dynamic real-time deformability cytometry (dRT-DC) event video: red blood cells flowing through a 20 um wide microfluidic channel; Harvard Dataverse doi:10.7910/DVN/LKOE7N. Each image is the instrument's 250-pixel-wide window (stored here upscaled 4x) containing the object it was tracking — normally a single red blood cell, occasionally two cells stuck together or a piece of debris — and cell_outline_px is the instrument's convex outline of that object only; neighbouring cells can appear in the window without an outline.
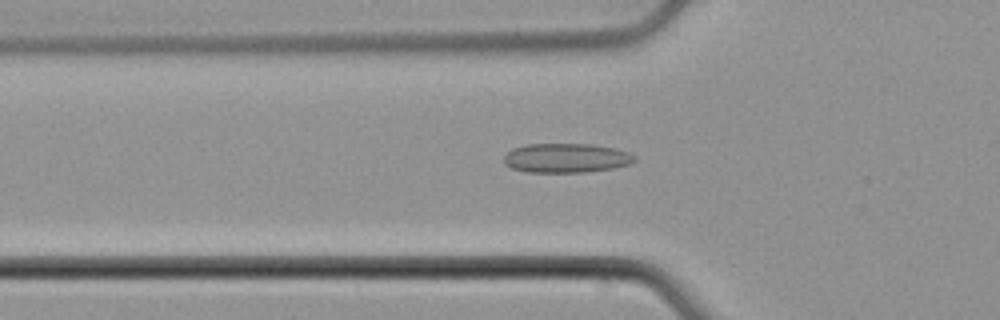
{"species": "common noctule bat (a hibernating species)", "species_latin": "Nyctalus noctula", "temperature_condition": "cold", "stored_images_in_passage": 24, "camera_frame_rate_fps": 3000, "um_per_image_px": 0.085, "animal": {"sex": "male", "body_mass_g": 21.5, "forearm_length_mm": 52.0}, "frame": {"image": 1, "passage_image": 10, "time_ms": 3.0, "image_size_px": [1000, 320], "cell_outline_px": [[636, 160], [632, 164], [612, 168], [584, 172], [528, 172], [512, 168], [504, 164], [504, 156], [512, 148], [528, 144], [592, 144], [616, 148], [628, 152], [636, 156]], "centroid_in_image_um": [48.15, 13.43], "position_along_channel_um": 77.7, "area_um2": 22.43}}
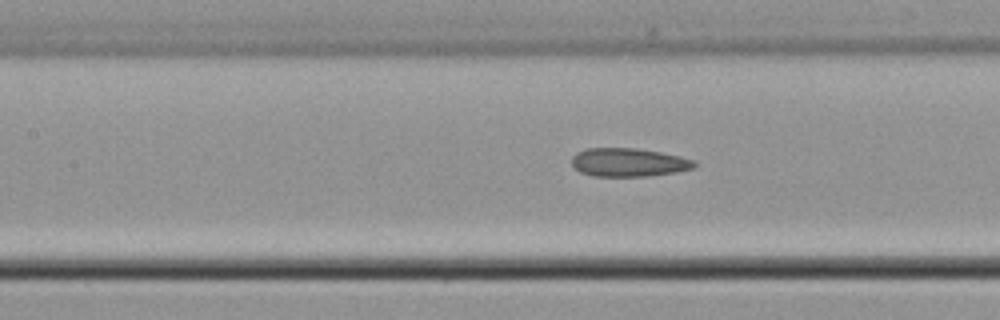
{"frame": {"image": 2, "passage_image": 16, "time_ms": 5.0, "image_size_px": [1000, 320], "cell_outline_px": [[696, 164], [692, 168], [676, 172], [644, 176], [592, 176], [580, 172], [572, 164], [572, 156], [576, 152], [588, 148], [636, 148], [660, 152], [680, 156], [696, 160]], "centroid_in_image_um": [53.42, 13.79], "position_along_channel_um": 154.0, "area_um2": 20.29}}
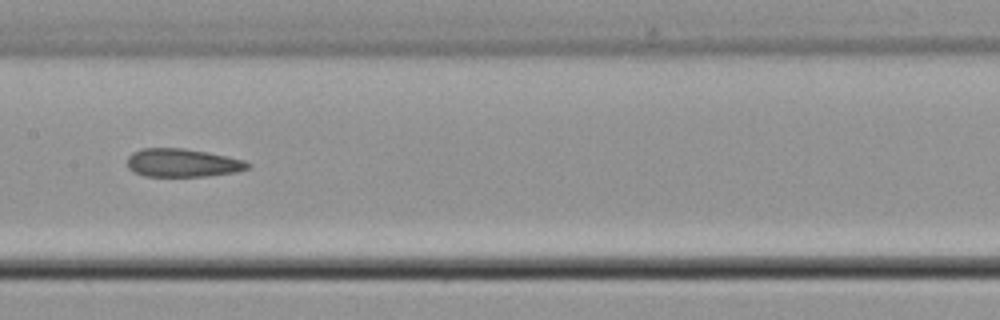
{"frame": {"image": 3, "passage_image": 19, "time_ms": 6.0, "image_size_px": [1000, 320], "cell_outline_px": [[252, 164], [248, 168], [236, 172], [208, 176], [144, 176], [132, 172], [128, 168], [128, 156], [132, 152], [140, 148], [184, 148], [208, 152], [244, 160]], "centroid_in_image_um": [15.49, 13.84], "position_along_channel_um": 191.9, "area_um2": 20.0}}